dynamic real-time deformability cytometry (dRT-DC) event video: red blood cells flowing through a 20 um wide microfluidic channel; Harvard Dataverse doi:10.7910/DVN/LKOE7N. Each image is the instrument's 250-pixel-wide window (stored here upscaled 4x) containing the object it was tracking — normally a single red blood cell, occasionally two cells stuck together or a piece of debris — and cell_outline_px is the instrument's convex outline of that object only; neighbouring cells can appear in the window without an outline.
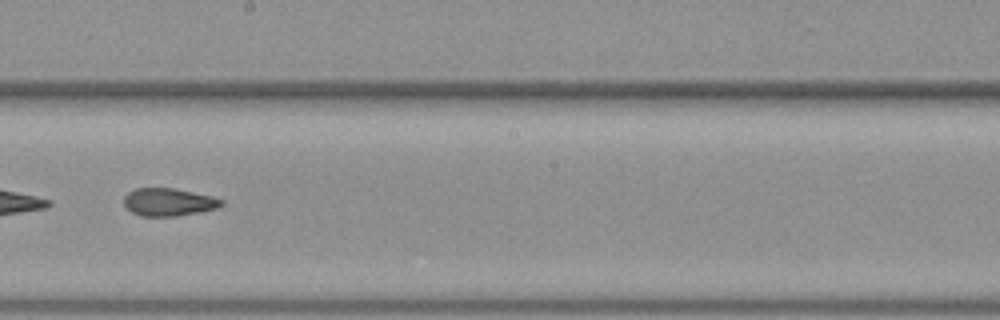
{"species": "common noctule bat (a hibernating species)", "species_latin": "Nyctalus noctula", "temperature_condition": "warm", "stored_images_in_passage": 51, "camera_frame_rate_fps": 3000, "um_per_image_px": 0.085, "animal": {"sex": "female", "body_mass_g": 19.3, "forearm_length_mm": 54.1}, "frame": {"image": 1, "passage_image": 30, "time_ms": 9.667, "image_size_px": [1000, 320], "cell_outline_px": [[224, 204], [216, 208], [200, 212], [176, 216], [140, 216], [132, 212], [124, 204], [124, 196], [128, 192], [136, 188], [172, 188], [212, 196], [224, 200]], "centroid_in_image_um": [14.33, 17.18], "position_along_channel_um": 233.9, "area_um2": 15.72}, "authors_computed_cell_mechanics": {"area_um2": 16.9354, "velocity_mm_per_s": 3.9183, "shape_relaxation_time_tau1_ms": 7.4182, "shape_relaxation_time_tau2_ms": 1.844, "deformation_change_tau1": 0.1716, "deformation_change_tau2": 0.087}}